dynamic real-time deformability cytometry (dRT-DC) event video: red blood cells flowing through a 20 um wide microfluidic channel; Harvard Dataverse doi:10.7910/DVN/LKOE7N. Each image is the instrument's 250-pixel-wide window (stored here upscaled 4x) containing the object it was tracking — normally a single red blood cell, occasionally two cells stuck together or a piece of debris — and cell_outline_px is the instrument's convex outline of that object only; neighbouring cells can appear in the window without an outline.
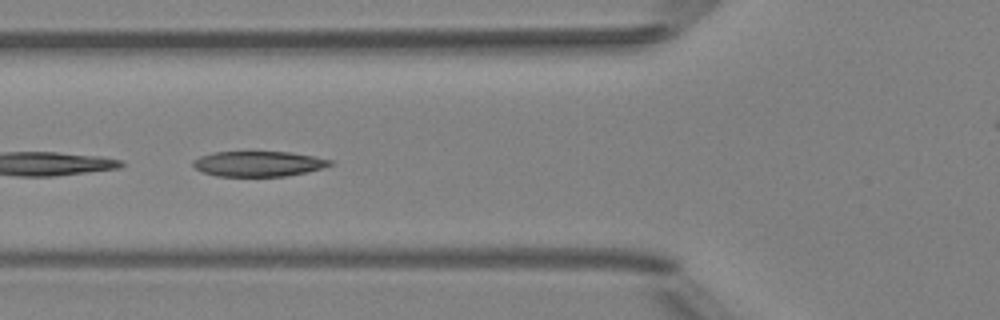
{"species": "Egyptian fruit bat (a non-hibernating species)", "species_latin": "Rousettus aegyptiacus", "temperature_condition": "room temperature", "stored_images_in_passage": 10, "camera_frame_rate_fps": 3000, "um_per_image_px": 0.085, "animal": {"sex": "female"}, "frame": {"image": 1, "passage_image": 5, "time_ms": 4.667, "image_size_px": [1000, 320], "cell_outline_px": [[336, 164], [304, 172], [284, 176], [216, 176], [204, 172], [196, 168], [192, 164], [192, 160], [200, 156], [212, 152], [288, 152], [336, 160]], "centroid_in_image_um": [21.98, 13.91], "position_along_channel_um": 103.8, "area_um2": 20.11}}
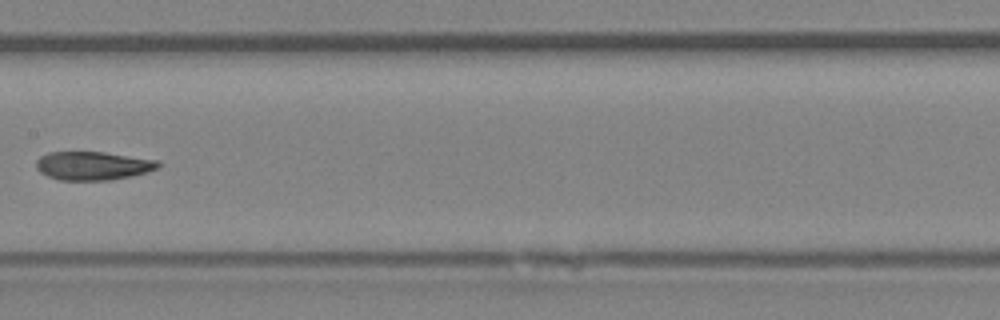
{"frame": {"image": 2, "passage_image": 7, "time_ms": 7.0, "image_size_px": [1000, 320], "cell_outline_px": [[160, 164], [156, 168], [148, 172], [132, 176], [112, 180], [60, 180], [48, 176], [40, 172], [36, 168], [36, 160], [40, 156], [48, 152], [104, 152], [160, 160]], "centroid_in_image_um": [7.9, 14.08], "position_along_channel_um": 199.5, "area_um2": 20.4}}
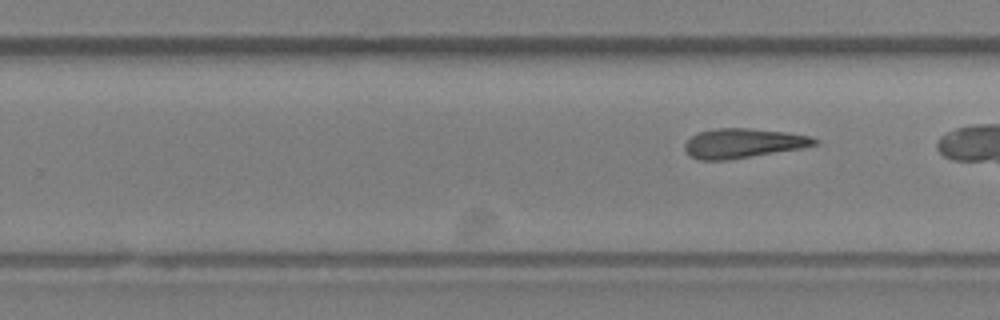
{"frame": {"image": 3, "passage_image": 10, "time_ms": 11.333, "image_size_px": [1000, 320], "cell_outline_px": [[820, 140], [816, 144], [800, 148], [728, 160], [700, 160], [692, 156], [684, 148], [684, 144], [692, 136], [700, 132], [716, 128], [748, 128], [784, 132], [812, 136]], "centroid_in_image_um": [63.17, 12.17], "position_along_channel_um": 266.6, "area_um2": 22.02}}